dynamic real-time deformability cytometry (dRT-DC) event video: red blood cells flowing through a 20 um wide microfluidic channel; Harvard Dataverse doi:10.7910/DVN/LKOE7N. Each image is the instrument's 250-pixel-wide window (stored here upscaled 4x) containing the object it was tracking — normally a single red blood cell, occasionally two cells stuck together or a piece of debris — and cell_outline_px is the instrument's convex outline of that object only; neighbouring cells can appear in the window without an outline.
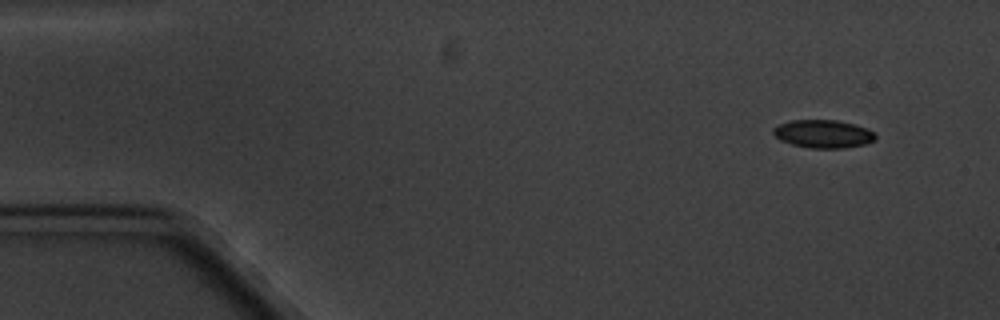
{"species": "common noctule bat (a hibernating species)", "species_latin": "Nyctalus noctula", "temperature_condition": "cold", "stored_images_in_passage": 12, "camera_frame_rate_fps": 3000, "um_per_image_px": 0.085, "animal": {"sex": "male", "body_mass_g": 20.1, "forearm_length_mm": 53.5}, "frame": {"image": 1, "passage_image": 1, "time_ms": 0.0, "image_size_px": [1000, 320], "cell_outline_px": [[876, 140], [864, 144], [844, 148], [808, 148], [792, 144], [780, 140], [772, 132], [772, 128], [788, 120], [836, 120], [852, 124], [876, 132]], "centroid_in_image_um": [69.96, 11.38], "position_along_channel_um": 15.0, "area_um2": 16.7}}
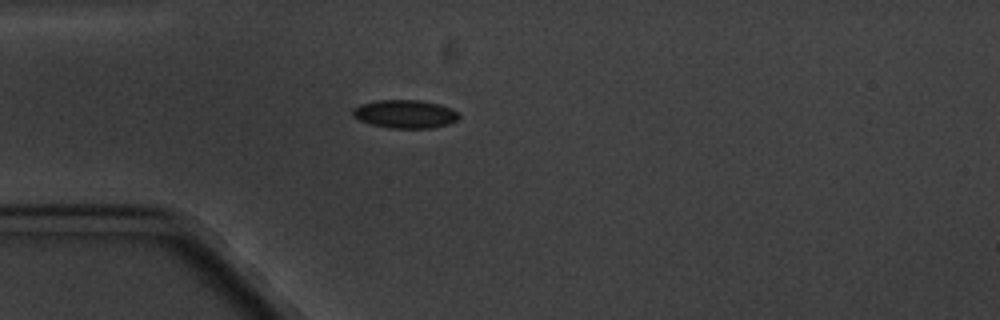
{"frame": {"image": 2, "passage_image": 4, "time_ms": 3.667, "image_size_px": [1000, 320], "cell_outline_px": [[460, 116], [456, 120], [448, 124], [432, 128], [388, 128], [372, 124], [360, 120], [352, 116], [352, 108], [360, 104], [376, 100], [420, 100], [440, 104], [452, 108]], "centroid_in_image_um": [34.41, 9.68], "position_along_channel_um": 50.6, "area_um2": 17.57}}